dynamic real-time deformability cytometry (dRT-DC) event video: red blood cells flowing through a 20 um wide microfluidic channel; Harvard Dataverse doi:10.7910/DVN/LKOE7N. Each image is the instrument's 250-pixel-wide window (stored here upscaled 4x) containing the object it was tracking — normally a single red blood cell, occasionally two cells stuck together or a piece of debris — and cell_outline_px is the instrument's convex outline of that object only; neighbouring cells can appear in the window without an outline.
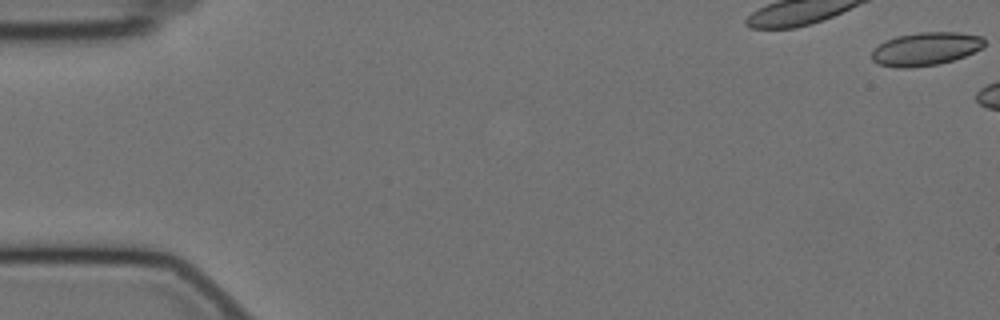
{"species": "Egyptian fruit bat (a non-hibernating species)", "species_latin": "Rousettus aegyptiacus", "temperature_condition": "cold", "stored_images_in_passage": 6, "camera_frame_rate_fps": 3000, "um_per_image_px": 0.085, "animal": {"sex": "female"}, "frame": {"image": 1, "passage_image": 1, "time_ms": 0.0, "image_size_px": [1000, 320], "cell_outline_px": [[984, 44], [980, 48], [964, 56], [940, 64], [908, 68], [896, 68], [880, 64], [872, 60], [872, 52], [880, 44], [896, 36], [920, 32], [956, 32], [984, 36]], "centroid_in_image_um": [78.69, 4.16], "position_along_channel_um": 6.3, "area_um2": 21.62}}